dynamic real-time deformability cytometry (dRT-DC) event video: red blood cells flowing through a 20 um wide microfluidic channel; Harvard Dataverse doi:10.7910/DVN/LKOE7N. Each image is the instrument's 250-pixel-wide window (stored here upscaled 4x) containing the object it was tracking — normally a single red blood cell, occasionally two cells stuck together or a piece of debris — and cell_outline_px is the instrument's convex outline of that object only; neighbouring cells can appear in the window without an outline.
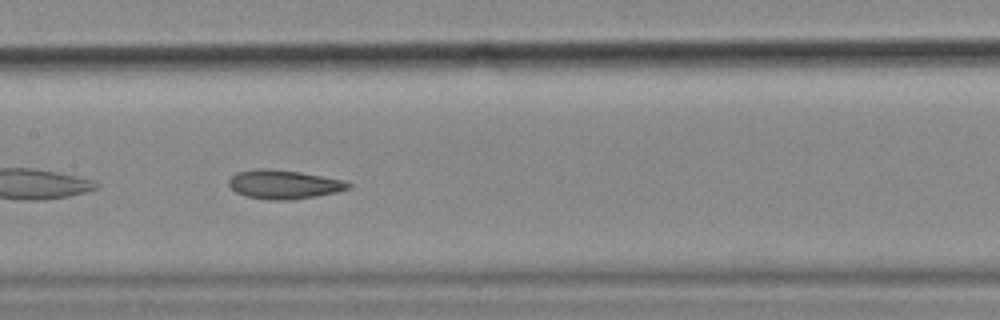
{"species": "common noctule bat (a hibernating species)", "species_latin": "Nyctalus noctula", "temperature_condition": "cold", "stored_images_in_passage": 30, "camera_frame_rate_fps": 3000, "um_per_image_px": 0.085, "animal": {"sex": "female", "body_mass_g": 18.4}, "frame": {"image": 1, "passage_image": 13, "time_ms": 4.0, "image_size_px": [1000, 320], "cell_outline_px": [[352, 184], [348, 188], [336, 192], [316, 196], [292, 200], [268, 200], [244, 196], [236, 192], [228, 184], [228, 180], [236, 172], [256, 168], [268, 168], [300, 172], [344, 180]], "centroid_in_image_um": [24.09, 15.67], "position_along_channel_um": 183.3, "area_um2": 20.23}, "authors_computed_cell_mechanics": {"area_um2": 19.7098, "velocity_mm_per_s": 3.5495, "shape_relaxation_time_tau1_ms": null, "shape_relaxation_time_tau2_ms": 2.5756, "deformation_change_tau1": null, "deformation_change_tau2": 0.0874}}